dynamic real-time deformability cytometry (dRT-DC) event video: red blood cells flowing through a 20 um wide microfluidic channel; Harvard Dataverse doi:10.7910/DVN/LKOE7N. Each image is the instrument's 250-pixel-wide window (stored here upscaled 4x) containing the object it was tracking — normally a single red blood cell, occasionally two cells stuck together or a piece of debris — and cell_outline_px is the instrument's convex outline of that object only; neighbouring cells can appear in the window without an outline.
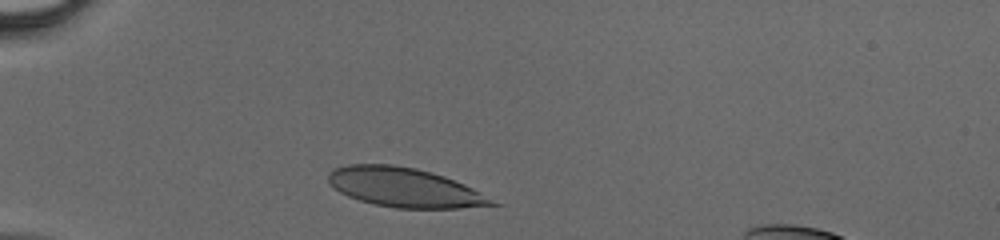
{"species": "human", "species_latin": "Homo sapiens", "temperature_condition": "cold", "stored_images_in_passage": 27, "camera_frame_rate_fps": 3000, "um_per_image_px": 0.085, "donor": {"sex": "male"}, "frame": {"image": 1, "passage_image": 1, "time_ms": 0.0, "image_size_px": [1000, 240], "cell_outline_px": [[508, 204], [456, 208], [396, 208], [376, 204], [360, 200], [348, 196], [340, 192], [328, 180], [328, 172], [332, 168], [348, 164], [392, 164], [416, 168], [432, 172], [444, 176], [464, 184]], "centroid_in_image_um": [34.46, 15.93], "position_along_channel_um": 50.5, "area_um2": 37.74}}
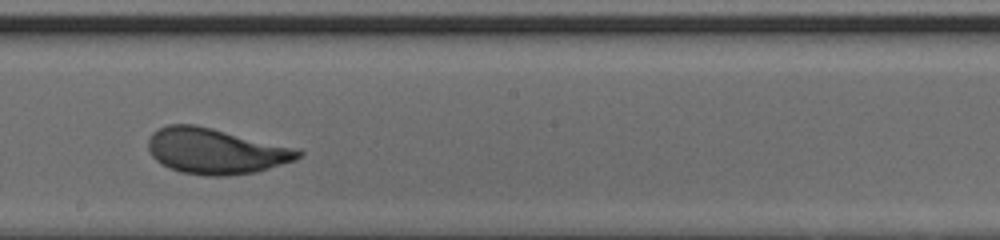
{"frame": {"image": 2, "passage_image": 15, "time_ms": 4.667, "image_size_px": [1000, 240], "cell_outline_px": [[304, 152], [300, 156], [292, 160], [256, 172], [224, 176], [208, 176], [180, 172], [168, 168], [156, 160], [152, 156], [148, 148], [148, 140], [152, 132], [168, 124], [196, 124], [300, 148]], "centroid_in_image_um": [18.32, 12.83], "position_along_channel_um": 229.9, "area_um2": 40.11}}
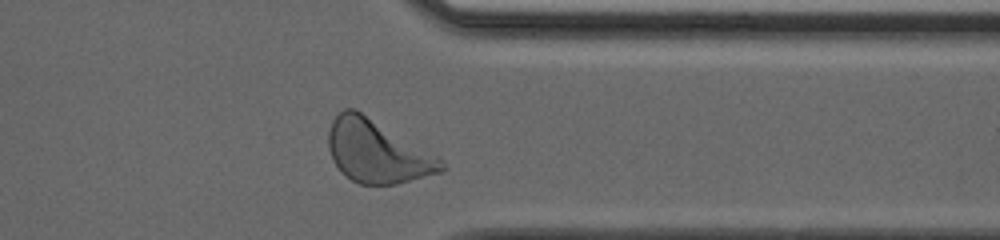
{"frame": {"image": 3, "passage_image": 25, "time_ms": 8.0, "image_size_px": [1000, 240], "cell_outline_px": [[448, 168], [440, 172], [396, 184], [360, 184], [352, 180], [332, 160], [328, 148], [328, 132], [332, 120], [344, 108], [356, 108], [440, 156]], "centroid_in_image_um": [32.09, 12.85], "position_along_channel_um": 379.3, "area_um2": 41.44}}